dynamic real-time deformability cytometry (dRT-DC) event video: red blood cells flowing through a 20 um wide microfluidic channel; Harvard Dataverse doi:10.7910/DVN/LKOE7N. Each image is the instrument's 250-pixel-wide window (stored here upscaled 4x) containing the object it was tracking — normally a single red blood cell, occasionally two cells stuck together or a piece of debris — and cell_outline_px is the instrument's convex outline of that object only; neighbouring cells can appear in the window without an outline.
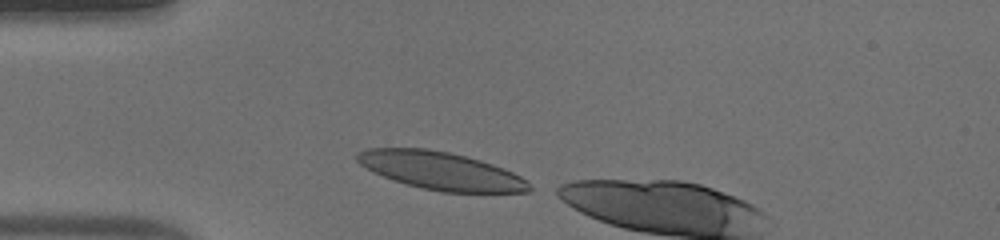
{"species": "human", "species_latin": "Homo sapiens", "temperature_condition": "warm", "stored_images_in_passage": 4, "camera_frame_rate_fps": 3000, "um_per_image_px": 0.085, "donor": {"sex": "male"}, "frame": {"image": 1, "passage_image": 1, "time_ms": 0.0, "image_size_px": [1000, 240], "cell_outline_px": [[532, 188], [528, 192], [440, 192], [408, 184], [372, 172], [360, 164], [356, 160], [356, 152], [368, 148], [428, 148], [448, 152], [480, 160], [504, 168], [528, 180]], "centroid_in_image_um": [37.47, 14.51], "position_along_channel_um": 47.5, "area_um2": 37.74}}